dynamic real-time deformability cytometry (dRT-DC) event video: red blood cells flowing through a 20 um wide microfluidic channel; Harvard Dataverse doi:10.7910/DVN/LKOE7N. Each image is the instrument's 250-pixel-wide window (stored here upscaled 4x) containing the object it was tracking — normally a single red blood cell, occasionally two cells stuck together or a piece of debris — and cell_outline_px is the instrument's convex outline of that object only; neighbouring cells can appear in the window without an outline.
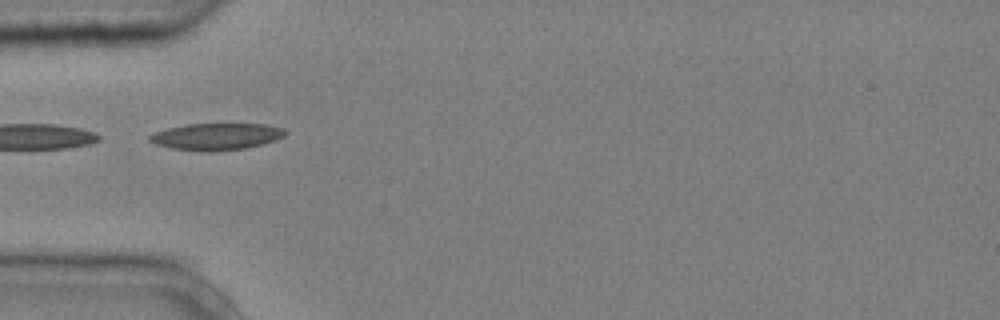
{"species": "common noctule bat (a hibernating species)", "species_latin": "Nyctalus noctula", "temperature_condition": "cold", "stored_images_in_passage": 2, "camera_frame_rate_fps": 3000, "um_per_image_px": 0.085, "animal": {"sex": "male", "body_mass_g": 20.4}, "frame": {"image": 1, "passage_image": 2, "time_ms": 0.333, "image_size_px": [1000, 320], "cell_outline_px": [[288, 132], [284, 136], [276, 140], [264, 144], [248, 148], [212, 152], [200, 152], [172, 148], [156, 144], [148, 140], [148, 136], [156, 132], [168, 128], [188, 124], [264, 124], [284, 128]], "centroid_in_image_um": [18.43, 11.62], "position_along_channel_um": 66.6, "area_um2": 21.39}}